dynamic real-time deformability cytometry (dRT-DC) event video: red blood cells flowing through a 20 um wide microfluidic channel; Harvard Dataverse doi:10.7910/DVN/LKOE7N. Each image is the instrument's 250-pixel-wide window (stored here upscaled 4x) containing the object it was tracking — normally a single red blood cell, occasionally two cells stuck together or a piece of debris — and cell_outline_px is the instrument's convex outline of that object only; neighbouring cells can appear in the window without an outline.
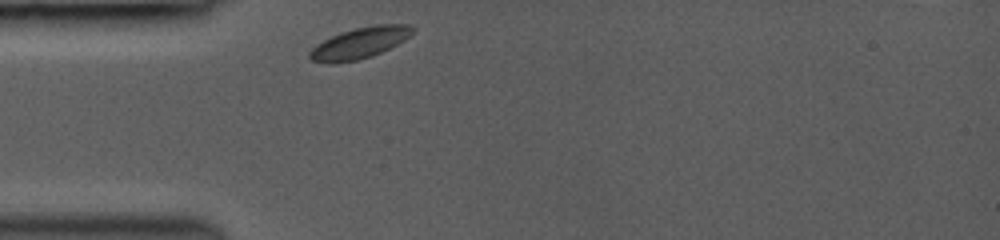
{"species": "common noctule bat (a hibernating species)", "species_latin": "Nyctalus noctula", "temperature_condition": "room temperature", "stored_images_in_passage": 4, "camera_frame_rate_fps": 3000, "um_per_image_px": 0.085, "animal": {"sex": "female", "body_mass_g": 19.0, "forearm_length_mm": 53.3}, "frame": {"image": 1, "passage_image": 1, "time_ms": 0.0, "image_size_px": [1000, 240], "cell_outline_px": [[416, 28], [404, 40], [372, 56], [356, 60], [332, 64], [328, 64], [312, 60], [308, 56], [308, 52], [316, 44], [340, 32], [356, 28], [376, 24], [412, 24]], "centroid_in_image_um": [30.56, 3.65], "position_along_channel_um": 54.4, "area_um2": 18.61}}
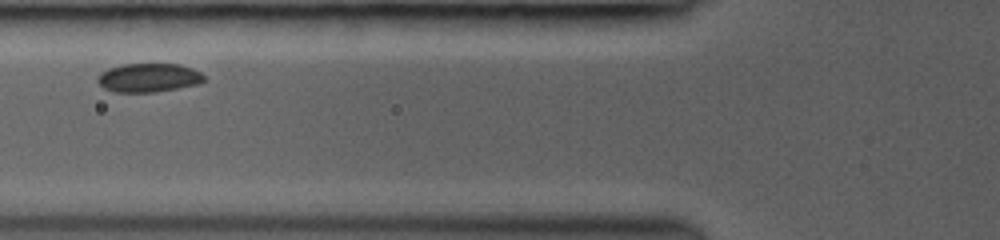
{"frame": {"image": 2, "passage_image": 3, "time_ms": 1.667, "image_size_px": [1000, 240], "cell_outline_px": [[204, 80], [196, 84], [156, 92], [116, 92], [104, 88], [96, 80], [96, 76], [100, 72], [108, 68], [124, 64], [180, 64], [192, 68], [200, 72], [204, 76]], "centroid_in_image_um": [12.59, 6.6], "position_along_channel_um": 113.2, "area_um2": 17.8}}